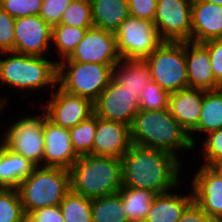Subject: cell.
I'll return each mask as SVG.
<instances>
[{"mask_svg": "<svg viewBox=\"0 0 222 222\" xmlns=\"http://www.w3.org/2000/svg\"><path fill=\"white\" fill-rule=\"evenodd\" d=\"M183 164L165 150L132 144L121 158L122 187L140 188L155 194L171 191L184 184L181 177L186 165Z\"/></svg>", "mask_w": 222, "mask_h": 222, "instance_id": "obj_1", "label": "cell"}, {"mask_svg": "<svg viewBox=\"0 0 222 222\" xmlns=\"http://www.w3.org/2000/svg\"><path fill=\"white\" fill-rule=\"evenodd\" d=\"M0 84L29 97L35 91L51 93L57 86L58 63L53 56H33L13 51L0 52ZM47 87L49 89H47ZM25 92V93H23ZM27 94V95H26Z\"/></svg>", "mask_w": 222, "mask_h": 222, "instance_id": "obj_2", "label": "cell"}, {"mask_svg": "<svg viewBox=\"0 0 222 222\" xmlns=\"http://www.w3.org/2000/svg\"><path fill=\"white\" fill-rule=\"evenodd\" d=\"M130 131L132 144L165 150L183 163L187 162L181 158L183 152L190 154L195 150L189 134L172 116L169 108L155 111L140 109L130 125Z\"/></svg>", "mask_w": 222, "mask_h": 222, "instance_id": "obj_3", "label": "cell"}, {"mask_svg": "<svg viewBox=\"0 0 222 222\" xmlns=\"http://www.w3.org/2000/svg\"><path fill=\"white\" fill-rule=\"evenodd\" d=\"M70 190L89 199L117 193L122 188L121 159L82 155L69 169Z\"/></svg>", "mask_w": 222, "mask_h": 222, "instance_id": "obj_4", "label": "cell"}, {"mask_svg": "<svg viewBox=\"0 0 222 222\" xmlns=\"http://www.w3.org/2000/svg\"><path fill=\"white\" fill-rule=\"evenodd\" d=\"M17 191L26 215L36 209L59 205L70 191L69 170L36 166Z\"/></svg>", "mask_w": 222, "mask_h": 222, "instance_id": "obj_5", "label": "cell"}, {"mask_svg": "<svg viewBox=\"0 0 222 222\" xmlns=\"http://www.w3.org/2000/svg\"><path fill=\"white\" fill-rule=\"evenodd\" d=\"M114 66L79 63L65 58L58 63L57 85L69 94L94 103L113 79Z\"/></svg>", "mask_w": 222, "mask_h": 222, "instance_id": "obj_6", "label": "cell"}, {"mask_svg": "<svg viewBox=\"0 0 222 222\" xmlns=\"http://www.w3.org/2000/svg\"><path fill=\"white\" fill-rule=\"evenodd\" d=\"M38 101L40 102H38L37 106L32 102L30 107L37 109L39 112L37 111V114L28 113V115L25 114L22 117L17 113L19 118H14L9 126L4 127V136L0 135V140L9 149L29 159L36 166H43V126L44 119L47 116L45 111L39 106L42 103L41 100Z\"/></svg>", "mask_w": 222, "mask_h": 222, "instance_id": "obj_7", "label": "cell"}, {"mask_svg": "<svg viewBox=\"0 0 222 222\" xmlns=\"http://www.w3.org/2000/svg\"><path fill=\"white\" fill-rule=\"evenodd\" d=\"M152 81L169 94L189 87L185 42H162L147 58Z\"/></svg>", "mask_w": 222, "mask_h": 222, "instance_id": "obj_8", "label": "cell"}, {"mask_svg": "<svg viewBox=\"0 0 222 222\" xmlns=\"http://www.w3.org/2000/svg\"><path fill=\"white\" fill-rule=\"evenodd\" d=\"M114 34L121 59L144 60L163 42L153 22L132 16Z\"/></svg>", "mask_w": 222, "mask_h": 222, "instance_id": "obj_9", "label": "cell"}, {"mask_svg": "<svg viewBox=\"0 0 222 222\" xmlns=\"http://www.w3.org/2000/svg\"><path fill=\"white\" fill-rule=\"evenodd\" d=\"M192 0H157L154 25L163 42L191 41Z\"/></svg>", "mask_w": 222, "mask_h": 222, "instance_id": "obj_10", "label": "cell"}, {"mask_svg": "<svg viewBox=\"0 0 222 222\" xmlns=\"http://www.w3.org/2000/svg\"><path fill=\"white\" fill-rule=\"evenodd\" d=\"M140 93L130 92L113 79L93 103L94 113L105 120L132 124L140 110Z\"/></svg>", "mask_w": 222, "mask_h": 222, "instance_id": "obj_11", "label": "cell"}, {"mask_svg": "<svg viewBox=\"0 0 222 222\" xmlns=\"http://www.w3.org/2000/svg\"><path fill=\"white\" fill-rule=\"evenodd\" d=\"M48 95L50 97H48ZM49 99L40 106L54 124L70 129L94 113L93 103L81 96L65 92L58 85L47 94Z\"/></svg>", "mask_w": 222, "mask_h": 222, "instance_id": "obj_12", "label": "cell"}, {"mask_svg": "<svg viewBox=\"0 0 222 222\" xmlns=\"http://www.w3.org/2000/svg\"><path fill=\"white\" fill-rule=\"evenodd\" d=\"M14 51L33 56H52V27L39 15L15 19Z\"/></svg>", "mask_w": 222, "mask_h": 222, "instance_id": "obj_13", "label": "cell"}, {"mask_svg": "<svg viewBox=\"0 0 222 222\" xmlns=\"http://www.w3.org/2000/svg\"><path fill=\"white\" fill-rule=\"evenodd\" d=\"M68 59L79 63L116 65L121 57L115 34L95 27L87 29Z\"/></svg>", "mask_w": 222, "mask_h": 222, "instance_id": "obj_14", "label": "cell"}, {"mask_svg": "<svg viewBox=\"0 0 222 222\" xmlns=\"http://www.w3.org/2000/svg\"><path fill=\"white\" fill-rule=\"evenodd\" d=\"M200 165V166H199ZM189 184L193 201L210 217L222 218V176L212 166L199 164ZM199 167V168H198Z\"/></svg>", "mask_w": 222, "mask_h": 222, "instance_id": "obj_15", "label": "cell"}, {"mask_svg": "<svg viewBox=\"0 0 222 222\" xmlns=\"http://www.w3.org/2000/svg\"><path fill=\"white\" fill-rule=\"evenodd\" d=\"M43 135V166L69 170L79 157L72 147L69 129L54 124L46 117Z\"/></svg>", "mask_w": 222, "mask_h": 222, "instance_id": "obj_16", "label": "cell"}, {"mask_svg": "<svg viewBox=\"0 0 222 222\" xmlns=\"http://www.w3.org/2000/svg\"><path fill=\"white\" fill-rule=\"evenodd\" d=\"M131 145V131L128 124L97 116L92 155L121 159Z\"/></svg>", "mask_w": 222, "mask_h": 222, "instance_id": "obj_17", "label": "cell"}, {"mask_svg": "<svg viewBox=\"0 0 222 222\" xmlns=\"http://www.w3.org/2000/svg\"><path fill=\"white\" fill-rule=\"evenodd\" d=\"M216 39H222V6L192 1L191 41L204 43Z\"/></svg>", "mask_w": 222, "mask_h": 222, "instance_id": "obj_18", "label": "cell"}, {"mask_svg": "<svg viewBox=\"0 0 222 222\" xmlns=\"http://www.w3.org/2000/svg\"><path fill=\"white\" fill-rule=\"evenodd\" d=\"M185 60L189 87L203 90L220 87L212 72L208 48L203 43L185 42Z\"/></svg>", "mask_w": 222, "mask_h": 222, "instance_id": "obj_19", "label": "cell"}, {"mask_svg": "<svg viewBox=\"0 0 222 222\" xmlns=\"http://www.w3.org/2000/svg\"><path fill=\"white\" fill-rule=\"evenodd\" d=\"M204 91L187 87L169 94V111L189 135L197 128Z\"/></svg>", "mask_w": 222, "mask_h": 222, "instance_id": "obj_20", "label": "cell"}, {"mask_svg": "<svg viewBox=\"0 0 222 222\" xmlns=\"http://www.w3.org/2000/svg\"><path fill=\"white\" fill-rule=\"evenodd\" d=\"M179 188L182 186L178 185L171 191L156 194L143 222H177L193 202V193L189 185L186 188L187 191L189 189L188 193L187 191L180 193L182 190H178Z\"/></svg>", "mask_w": 222, "mask_h": 222, "instance_id": "obj_21", "label": "cell"}, {"mask_svg": "<svg viewBox=\"0 0 222 222\" xmlns=\"http://www.w3.org/2000/svg\"><path fill=\"white\" fill-rule=\"evenodd\" d=\"M35 167L29 159L9 149L0 140V188L17 189Z\"/></svg>", "mask_w": 222, "mask_h": 222, "instance_id": "obj_22", "label": "cell"}, {"mask_svg": "<svg viewBox=\"0 0 222 222\" xmlns=\"http://www.w3.org/2000/svg\"><path fill=\"white\" fill-rule=\"evenodd\" d=\"M220 128H222V91L219 88L205 90L199 122L197 128L189 135L190 140L196 145L204 135Z\"/></svg>", "mask_w": 222, "mask_h": 222, "instance_id": "obj_23", "label": "cell"}, {"mask_svg": "<svg viewBox=\"0 0 222 222\" xmlns=\"http://www.w3.org/2000/svg\"><path fill=\"white\" fill-rule=\"evenodd\" d=\"M93 27L115 33L130 16L127 0H90Z\"/></svg>", "mask_w": 222, "mask_h": 222, "instance_id": "obj_24", "label": "cell"}, {"mask_svg": "<svg viewBox=\"0 0 222 222\" xmlns=\"http://www.w3.org/2000/svg\"><path fill=\"white\" fill-rule=\"evenodd\" d=\"M113 80L130 92L140 93L152 81L145 60L121 59L113 67Z\"/></svg>", "mask_w": 222, "mask_h": 222, "instance_id": "obj_25", "label": "cell"}, {"mask_svg": "<svg viewBox=\"0 0 222 222\" xmlns=\"http://www.w3.org/2000/svg\"><path fill=\"white\" fill-rule=\"evenodd\" d=\"M123 210L130 222H143L148 214L155 193L140 188L122 187Z\"/></svg>", "mask_w": 222, "mask_h": 222, "instance_id": "obj_26", "label": "cell"}, {"mask_svg": "<svg viewBox=\"0 0 222 222\" xmlns=\"http://www.w3.org/2000/svg\"><path fill=\"white\" fill-rule=\"evenodd\" d=\"M87 29L64 24H58L52 27V44L51 53L59 54L55 61L59 63L61 60L68 58L75 50L78 43L83 39Z\"/></svg>", "mask_w": 222, "mask_h": 222, "instance_id": "obj_27", "label": "cell"}, {"mask_svg": "<svg viewBox=\"0 0 222 222\" xmlns=\"http://www.w3.org/2000/svg\"><path fill=\"white\" fill-rule=\"evenodd\" d=\"M91 213L93 222H130L119 192L92 199Z\"/></svg>", "mask_w": 222, "mask_h": 222, "instance_id": "obj_28", "label": "cell"}, {"mask_svg": "<svg viewBox=\"0 0 222 222\" xmlns=\"http://www.w3.org/2000/svg\"><path fill=\"white\" fill-rule=\"evenodd\" d=\"M65 222H93L92 220V199L69 191L60 202Z\"/></svg>", "mask_w": 222, "mask_h": 222, "instance_id": "obj_29", "label": "cell"}, {"mask_svg": "<svg viewBox=\"0 0 222 222\" xmlns=\"http://www.w3.org/2000/svg\"><path fill=\"white\" fill-rule=\"evenodd\" d=\"M97 128V115L93 113L87 119L70 128L72 147L78 156L92 154Z\"/></svg>", "mask_w": 222, "mask_h": 222, "instance_id": "obj_30", "label": "cell"}, {"mask_svg": "<svg viewBox=\"0 0 222 222\" xmlns=\"http://www.w3.org/2000/svg\"><path fill=\"white\" fill-rule=\"evenodd\" d=\"M203 139V140H202ZM202 145H201V143ZM199 144V145H198ZM200 146V147H199ZM199 150H197V149ZM202 148V149H201ZM194 152H199L201 157H198L200 163L206 166H212L214 163L222 159V128L211 131L201 138L196 145H194ZM203 157V158H202ZM202 158V159H201ZM202 161V162H201Z\"/></svg>", "mask_w": 222, "mask_h": 222, "instance_id": "obj_31", "label": "cell"}, {"mask_svg": "<svg viewBox=\"0 0 222 222\" xmlns=\"http://www.w3.org/2000/svg\"><path fill=\"white\" fill-rule=\"evenodd\" d=\"M0 222H26L17 189L0 188Z\"/></svg>", "mask_w": 222, "mask_h": 222, "instance_id": "obj_32", "label": "cell"}, {"mask_svg": "<svg viewBox=\"0 0 222 222\" xmlns=\"http://www.w3.org/2000/svg\"><path fill=\"white\" fill-rule=\"evenodd\" d=\"M59 24L79 28H92V11L90 0H72L64 10Z\"/></svg>", "mask_w": 222, "mask_h": 222, "instance_id": "obj_33", "label": "cell"}, {"mask_svg": "<svg viewBox=\"0 0 222 222\" xmlns=\"http://www.w3.org/2000/svg\"><path fill=\"white\" fill-rule=\"evenodd\" d=\"M169 93L156 82L147 84L140 94V109L155 111L168 108Z\"/></svg>", "mask_w": 222, "mask_h": 222, "instance_id": "obj_34", "label": "cell"}, {"mask_svg": "<svg viewBox=\"0 0 222 222\" xmlns=\"http://www.w3.org/2000/svg\"><path fill=\"white\" fill-rule=\"evenodd\" d=\"M42 0H0V7L13 18L39 15Z\"/></svg>", "mask_w": 222, "mask_h": 222, "instance_id": "obj_35", "label": "cell"}, {"mask_svg": "<svg viewBox=\"0 0 222 222\" xmlns=\"http://www.w3.org/2000/svg\"><path fill=\"white\" fill-rule=\"evenodd\" d=\"M72 0H42L39 16L51 27L58 25Z\"/></svg>", "mask_w": 222, "mask_h": 222, "instance_id": "obj_36", "label": "cell"}, {"mask_svg": "<svg viewBox=\"0 0 222 222\" xmlns=\"http://www.w3.org/2000/svg\"><path fill=\"white\" fill-rule=\"evenodd\" d=\"M15 18L0 7V52L14 51Z\"/></svg>", "mask_w": 222, "mask_h": 222, "instance_id": "obj_37", "label": "cell"}, {"mask_svg": "<svg viewBox=\"0 0 222 222\" xmlns=\"http://www.w3.org/2000/svg\"><path fill=\"white\" fill-rule=\"evenodd\" d=\"M130 16L154 22L157 0H127Z\"/></svg>", "mask_w": 222, "mask_h": 222, "instance_id": "obj_38", "label": "cell"}, {"mask_svg": "<svg viewBox=\"0 0 222 222\" xmlns=\"http://www.w3.org/2000/svg\"><path fill=\"white\" fill-rule=\"evenodd\" d=\"M208 48L211 68L215 81L222 84V39L209 40L203 43Z\"/></svg>", "mask_w": 222, "mask_h": 222, "instance_id": "obj_39", "label": "cell"}, {"mask_svg": "<svg viewBox=\"0 0 222 222\" xmlns=\"http://www.w3.org/2000/svg\"><path fill=\"white\" fill-rule=\"evenodd\" d=\"M26 222H65L59 205L44 207L29 212Z\"/></svg>", "mask_w": 222, "mask_h": 222, "instance_id": "obj_40", "label": "cell"}, {"mask_svg": "<svg viewBox=\"0 0 222 222\" xmlns=\"http://www.w3.org/2000/svg\"><path fill=\"white\" fill-rule=\"evenodd\" d=\"M177 222H217V220L210 217L193 201Z\"/></svg>", "mask_w": 222, "mask_h": 222, "instance_id": "obj_41", "label": "cell"}, {"mask_svg": "<svg viewBox=\"0 0 222 222\" xmlns=\"http://www.w3.org/2000/svg\"><path fill=\"white\" fill-rule=\"evenodd\" d=\"M7 95V97H5V95H4V97L3 96H1V94H0V114L2 115V113H4V111H6L7 109H6V107L8 106V105H10L9 103H10V98H8V94H6ZM0 115V116H1Z\"/></svg>", "mask_w": 222, "mask_h": 222, "instance_id": "obj_42", "label": "cell"}, {"mask_svg": "<svg viewBox=\"0 0 222 222\" xmlns=\"http://www.w3.org/2000/svg\"><path fill=\"white\" fill-rule=\"evenodd\" d=\"M212 167H213L215 170H217V171L220 173V175L222 176V159L219 160V161H217L216 163H214V164L212 165Z\"/></svg>", "mask_w": 222, "mask_h": 222, "instance_id": "obj_43", "label": "cell"}, {"mask_svg": "<svg viewBox=\"0 0 222 222\" xmlns=\"http://www.w3.org/2000/svg\"><path fill=\"white\" fill-rule=\"evenodd\" d=\"M192 1L210 2L222 6V0H192Z\"/></svg>", "mask_w": 222, "mask_h": 222, "instance_id": "obj_44", "label": "cell"}]
</instances>
